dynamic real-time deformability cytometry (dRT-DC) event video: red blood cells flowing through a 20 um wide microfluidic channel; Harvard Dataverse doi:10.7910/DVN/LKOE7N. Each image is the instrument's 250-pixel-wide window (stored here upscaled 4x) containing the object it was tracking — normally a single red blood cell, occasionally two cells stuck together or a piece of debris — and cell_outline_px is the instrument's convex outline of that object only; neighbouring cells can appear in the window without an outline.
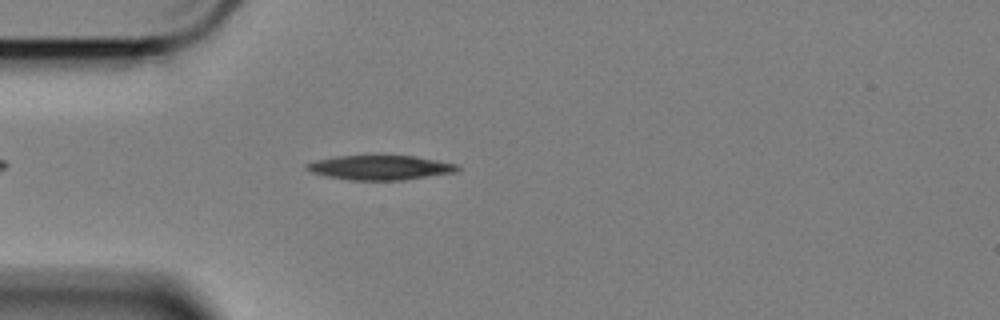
{"species": "Egyptian fruit bat (a non-hibernating species)", "species_latin": "Rousettus aegyptiacus", "temperature_condition": "cold", "stored_images_in_passage": 50, "camera_frame_rate_fps": 3000, "um_per_image_px": 0.085, "animal": {"sex": "female"}, "frame": {"image": 1, "passage_image": 7, "time_ms": 2.0, "image_size_px": [1000, 320], "cell_outline_px": [[460, 168], [456, 172], [404, 180], [348, 180], [328, 176], [312, 172], [304, 168], [304, 164], [316, 160], [336, 156], [416, 156], [460, 164]], "centroid_in_image_um": [32.34, 14.24], "position_along_channel_um": 52.7, "area_um2": 21.62}}
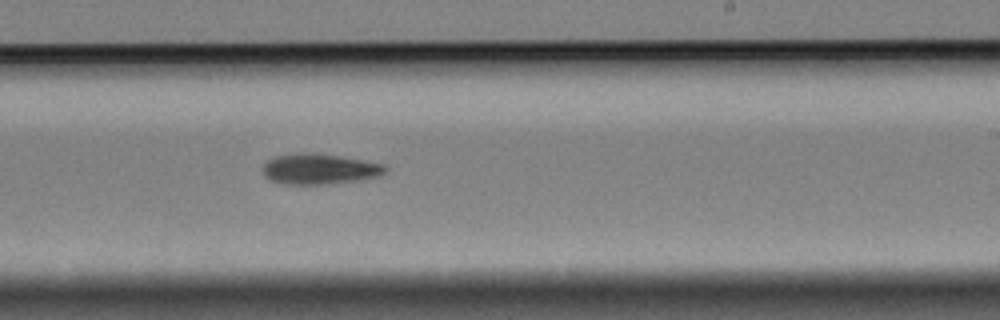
{"frame": {"image": 2, "passage_image": 26, "time_ms": 8.333, "image_size_px": [1000, 320], "cell_outline_px": [[388, 168], [380, 176], [360, 180], [328, 184], [284, 184], [272, 180], [264, 176], [264, 164], [272, 156], [300, 152], [316, 152], [384, 164]], "centroid_in_image_um": [27.15, 14.35], "position_along_channel_um": 261.9, "area_um2": 21.91}}
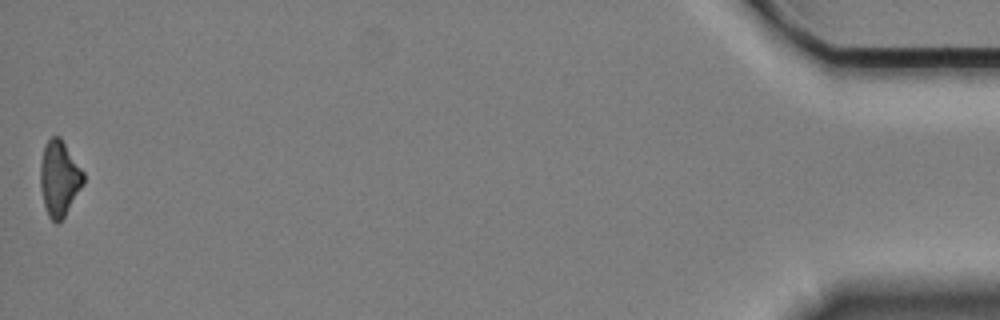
{"frame": {"image": 3, "passage_image": 49, "time_ms": 16.0, "image_size_px": [1000, 320], "cell_outline_px": [[84, 184], [64, 216], [56, 224], [48, 216], [44, 204], [40, 188], [40, 164], [44, 144], [52, 136], [60, 136], [84, 172]], "centroid_in_image_um": [5.03, 15.14], "position_along_channel_um": 430.2, "area_um2": 18.96}}